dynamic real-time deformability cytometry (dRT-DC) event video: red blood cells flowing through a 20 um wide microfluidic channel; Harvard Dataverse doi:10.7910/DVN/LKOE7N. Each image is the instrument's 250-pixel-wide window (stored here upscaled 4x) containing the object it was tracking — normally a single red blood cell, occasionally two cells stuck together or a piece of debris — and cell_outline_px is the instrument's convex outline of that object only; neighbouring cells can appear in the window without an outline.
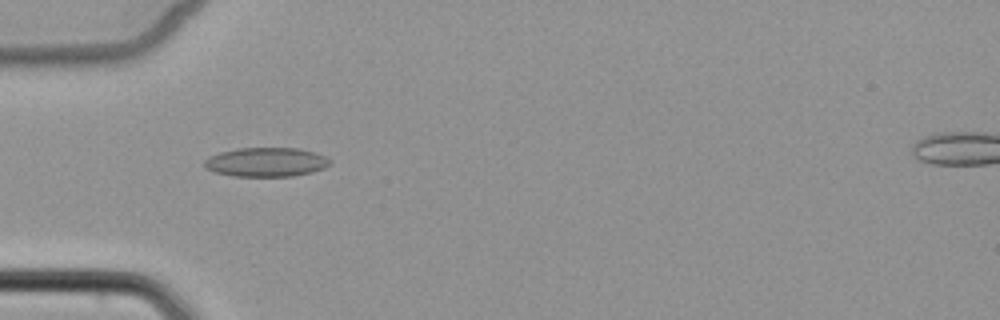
{"species": "common noctule bat (a hibernating species)", "species_latin": "Nyctalus noctula", "temperature_condition": "cold", "stored_images_in_passage": 6, "camera_frame_rate_fps": 3000, "um_per_image_px": 0.085, "animal": {"sex": "female", "body_mass_g": 22.7, "forearm_length_mm": 54.2}, "frame": {"image": 1, "passage_image": 5, "time_ms": 5.333, "image_size_px": [1000, 320], "cell_outline_px": [[332, 160], [324, 168], [312, 172], [292, 176], [236, 176], [212, 172], [204, 168], [204, 160], [208, 156], [220, 152], [240, 148], [296, 148], [316, 152]], "centroid_in_image_um": [22.59, 13.78], "position_along_channel_um": 62.4, "area_um2": 21.39}}
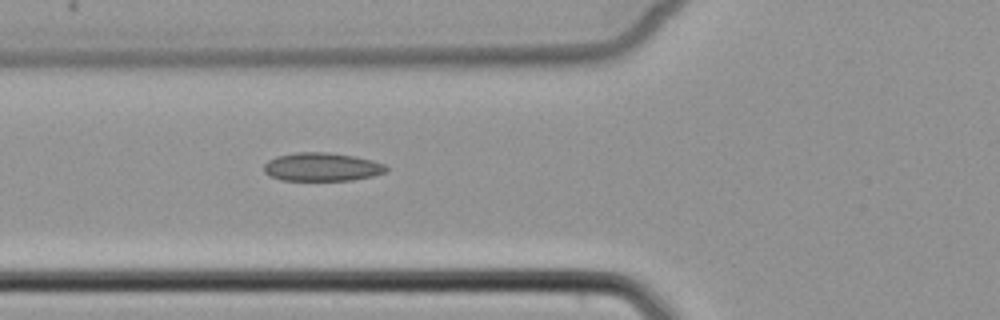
{"frame": {"image": 2, "passage_image": 6, "time_ms": 6.333, "image_size_px": [1000, 320], "cell_outline_px": [[388, 168], [384, 172], [372, 176], [352, 180], [280, 180], [264, 172], [264, 164], [268, 160], [276, 156], [296, 152], [328, 152], [352, 156], [372, 160], [384, 164]], "centroid_in_image_um": [27.33, 14.18], "position_along_channel_um": 98.5, "area_um2": 20.11}}